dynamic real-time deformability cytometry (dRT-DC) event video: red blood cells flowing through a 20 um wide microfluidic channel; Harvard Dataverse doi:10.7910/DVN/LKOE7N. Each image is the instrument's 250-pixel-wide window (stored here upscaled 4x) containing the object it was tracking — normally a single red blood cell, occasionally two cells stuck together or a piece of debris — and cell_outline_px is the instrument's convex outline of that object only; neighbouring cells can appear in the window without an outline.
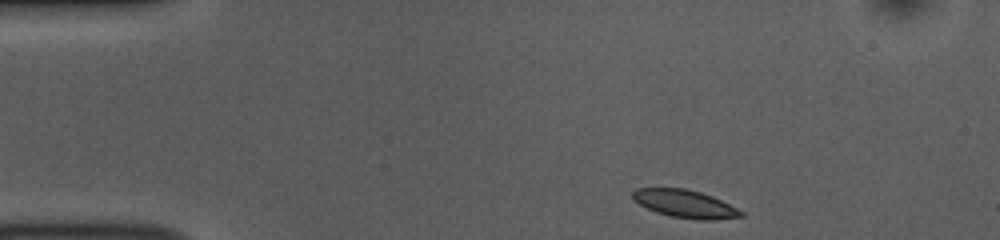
{"species": "common noctule bat (a hibernating species)", "species_latin": "Nyctalus noctula", "temperature_condition": "room temperature", "stored_images_in_passage": 45, "camera_frame_rate_fps": 3000, "um_per_image_px": 0.085, "animal": {"sex": "female", "body_mass_g": 10.0, "forearm_length_mm": 53.1}, "frame": {"image": 1, "passage_image": 1, "time_ms": 0.0, "image_size_px": [1000, 240], "cell_outline_px": [[744, 216], [712, 220], [696, 220], [672, 216], [656, 212], [632, 200], [632, 192], [636, 188], [684, 188], [700, 192], [712, 196], [744, 212]], "centroid_in_image_um": [58.21, 17.32], "position_along_channel_um": 26.8, "area_um2": 17.46}}
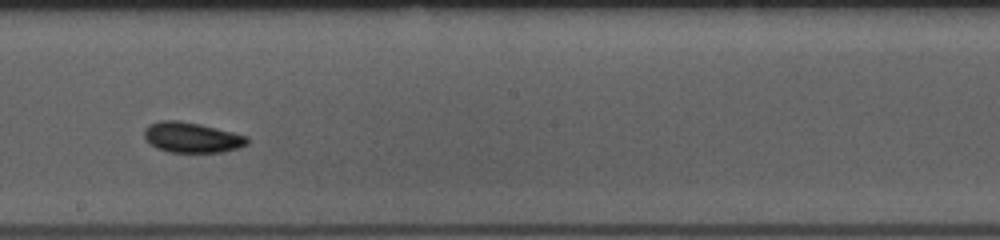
{"frame": {"image": 2, "passage_image": 22, "time_ms": 7.0, "image_size_px": [1000, 240], "cell_outline_px": [[248, 144], [240, 148], [220, 152], [168, 152], [156, 148], [144, 136], [144, 128], [148, 124], [160, 120], [180, 120], [200, 124], [248, 136]], "centroid_in_image_um": [16.3, 11.68], "position_along_channel_um": 231.9, "area_um2": 18.26}}
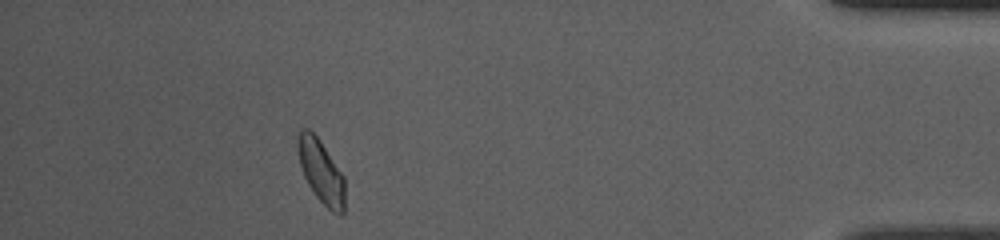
{"frame": {"image": 3, "passage_image": 40, "time_ms": 13.0, "image_size_px": [1000, 240], "cell_outline_px": [[344, 212], [340, 216], [332, 212], [316, 196], [308, 184], [304, 176], [300, 164], [296, 148], [296, 140], [300, 128], [308, 128], [320, 140], [344, 176]], "centroid_in_image_um": [27.27, 14.55], "position_along_channel_um": 407.9, "area_um2": 17.46}, "authors_computed_cell_mechanics": {"area_um2": 17.629, "velocity_mm_per_s": 3.8088, "shape_relaxation_time_tau1_ms": 2.2567, "shape_relaxation_time_tau2_ms": 5.1005, "deformation_change_tau1": 0.0943, "deformation_change_tau2": 0.0954}}